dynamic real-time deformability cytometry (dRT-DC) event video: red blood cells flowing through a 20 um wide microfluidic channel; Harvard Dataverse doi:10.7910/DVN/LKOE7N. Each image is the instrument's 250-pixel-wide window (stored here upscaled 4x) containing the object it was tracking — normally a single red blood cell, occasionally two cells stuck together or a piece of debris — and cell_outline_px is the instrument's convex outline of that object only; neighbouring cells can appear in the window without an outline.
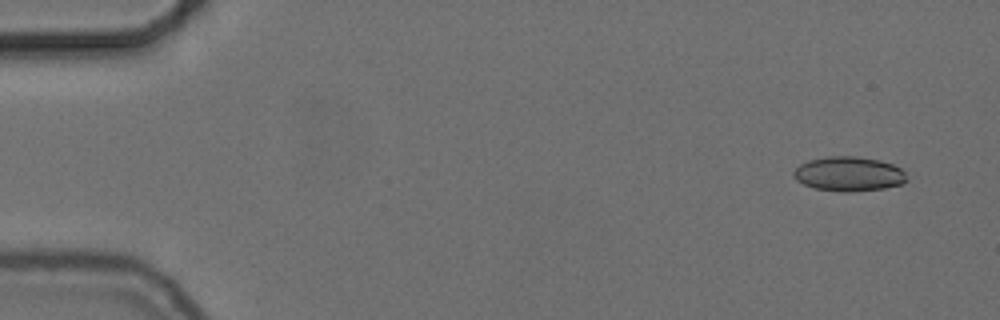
{"species": "common noctule bat (a hibernating species)", "species_latin": "Nyctalus noctula", "temperature_condition": "cold", "stored_images_in_passage": 56, "camera_frame_rate_fps": 3000, "um_per_image_px": 0.085, "animal": {"sex": "female", "body_mass_g": 24.6, "forearm_length_mm": 56.2}, "frame": {"image": 1, "passage_image": 4, "time_ms": 1.0, "image_size_px": [1000, 320], "cell_outline_px": [[908, 180], [904, 184], [884, 188], [848, 192], [844, 192], [816, 188], [804, 184], [796, 180], [792, 176], [792, 172], [800, 164], [808, 160], [828, 156], [856, 156], [880, 160], [892, 164], [900, 168], [904, 172]], "centroid_in_image_um": [72.15, 14.78], "position_along_channel_um": 12.8, "area_um2": 22.83}}
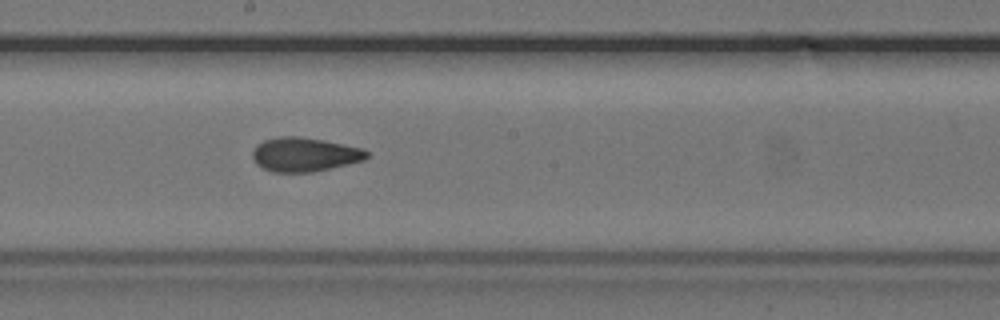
{"frame": {"image": 2, "passage_image": 31, "time_ms": 10.0, "image_size_px": [1000, 320], "cell_outline_px": [[368, 156], [364, 160], [348, 164], [312, 172], [272, 172], [256, 164], [252, 156], [252, 152], [256, 144], [264, 140], [280, 136], [300, 136], [324, 140], [360, 148], [368, 152]], "centroid_in_image_um": [25.85, 13.13], "position_along_channel_um": 222.4, "area_um2": 22.6}}
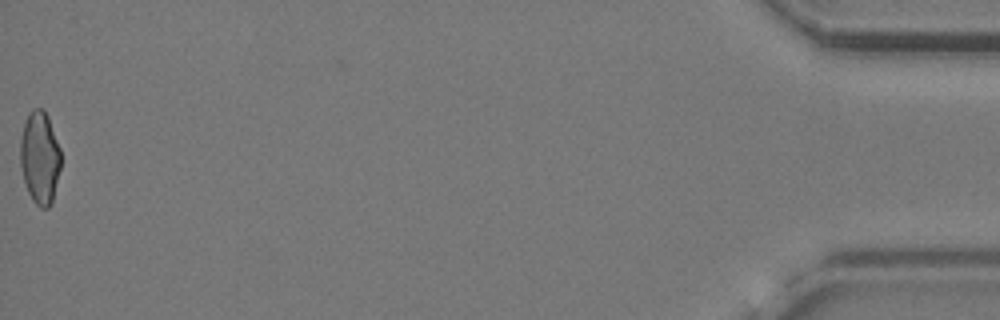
{"frame": {"image": 3, "passage_image": 56, "time_ms": 18.333, "image_size_px": [1000, 320], "cell_outline_px": [[60, 168], [52, 204], [48, 208], [40, 208], [32, 200], [28, 192], [24, 180], [20, 164], [20, 140], [24, 124], [28, 112], [32, 108], [44, 108], [48, 116], [60, 148]], "centroid_in_image_um": [3.38, 13.39], "position_along_channel_um": 431.8, "area_um2": 22.08}, "authors_computed_cell_mechanics": {"area_um2": 22.4842, "velocity_mm_per_s": 3.7247, "shape_relaxation_time_tau1_ms": null, "shape_relaxation_time_tau2_ms": 2.5084, "deformation_change_tau1": null, "deformation_change_tau2": 0.0764}}